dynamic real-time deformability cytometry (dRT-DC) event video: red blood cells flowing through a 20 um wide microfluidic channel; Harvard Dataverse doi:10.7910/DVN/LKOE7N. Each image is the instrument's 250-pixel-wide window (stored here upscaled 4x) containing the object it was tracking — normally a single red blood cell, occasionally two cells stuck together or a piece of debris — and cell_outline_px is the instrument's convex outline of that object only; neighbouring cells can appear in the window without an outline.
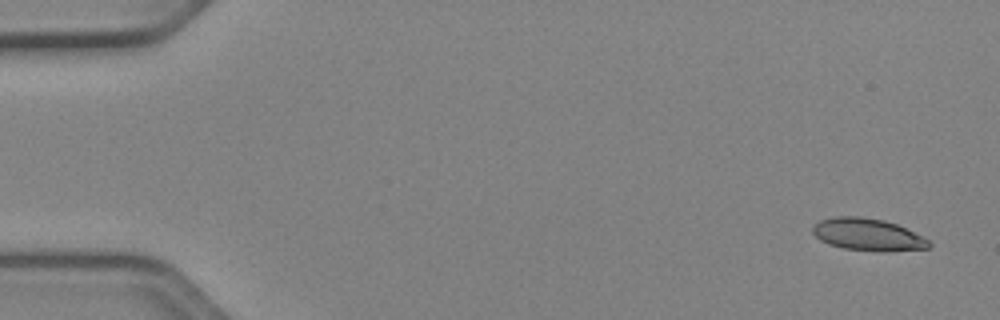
{"species": "Egyptian fruit bat (a non-hibernating species)", "species_latin": "Rousettus aegyptiacus", "temperature_condition": "cold", "stored_images_in_passage": 7, "camera_frame_rate_fps": 3000, "um_per_image_px": 0.085, "animal": {"sex": "female"}, "frame": {"image": 1, "passage_image": 1, "time_ms": 0.0, "image_size_px": [1000, 320], "cell_outline_px": [[932, 244], [928, 248], [880, 252], [844, 248], [828, 244], [820, 240], [812, 232], [812, 228], [820, 220], [836, 216], [860, 216], [884, 220], [896, 224], [924, 236]], "centroid_in_image_um": [73.77, 19.94], "position_along_channel_um": 11.2, "area_um2": 21.85}}